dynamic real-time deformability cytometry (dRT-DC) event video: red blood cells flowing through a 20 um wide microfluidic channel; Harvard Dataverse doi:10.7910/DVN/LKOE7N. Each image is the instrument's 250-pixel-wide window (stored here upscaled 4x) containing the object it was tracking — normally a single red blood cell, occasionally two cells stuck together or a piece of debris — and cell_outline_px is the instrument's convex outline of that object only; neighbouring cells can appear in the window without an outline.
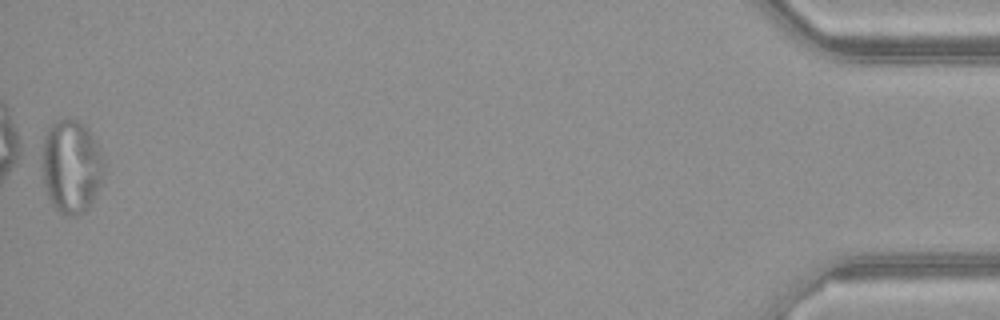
{"species": "common noctule bat (a hibernating species)", "species_latin": "Nyctalus noctula", "temperature_condition": "warm", "stored_images_in_passage": 50, "camera_frame_rate_fps": 3000, "um_per_image_px": 0.085, "animal": {"sex": "female", "body_mass_g": 21.9}, "frame": {"image": 1, "passage_image": 50, "time_ms": 16.333, "image_size_px": [1000, 320], "cell_outline_px": [[104, 180], [88, 208], [84, 212], [76, 216], [64, 216], [48, 200], [44, 188], [40, 164], [40, 156], [44, 136], [48, 128], [52, 124], [68, 116], [84, 124], [100, 144], [104, 160]], "centroid_in_image_um": [6.05, 14.14], "position_along_channel_um": 429.1, "area_um2": 35.03}, "authors_computed_cell_mechanics": {"area_um2": 29.8248, "velocity_mm_per_s": 4.1443, "shape_relaxation_time_tau1_ms": null, "shape_relaxation_time_tau2_ms": 2.1598, "deformation_change_tau1": null, "deformation_change_tau2": 0.1055}}